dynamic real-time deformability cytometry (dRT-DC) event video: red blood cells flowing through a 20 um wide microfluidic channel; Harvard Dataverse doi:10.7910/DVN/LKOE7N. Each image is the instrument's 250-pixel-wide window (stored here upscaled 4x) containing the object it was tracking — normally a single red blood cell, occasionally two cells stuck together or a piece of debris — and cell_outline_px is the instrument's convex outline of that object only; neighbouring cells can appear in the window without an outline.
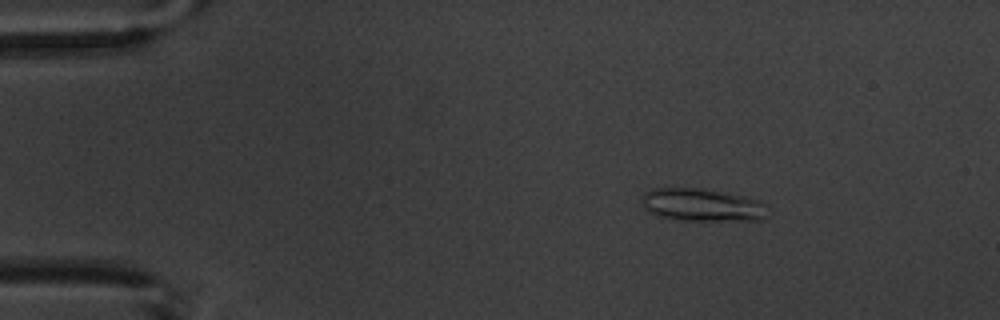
{"species": "common noctule bat (a hibernating species)", "species_latin": "Nyctalus noctula", "temperature_condition": "warm", "stored_images_in_passage": 6, "camera_frame_rate_fps": 3000, "um_per_image_px": 0.085, "animal": {"sex": "male", "body_mass_g": 20.1, "forearm_length_mm": 53.5}, "frame": {"image": 1, "passage_image": 3, "time_ms": 2.667, "image_size_px": [1000, 320], "cell_outline_px": [[764, 216], [760, 220], [680, 220], [656, 216], [644, 208], [640, 196], [644, 192], [652, 188], [700, 188], [744, 196], [760, 200]], "centroid_in_image_um": [59.55, 17.41], "position_along_channel_um": 25.4, "area_um2": 23.76}}
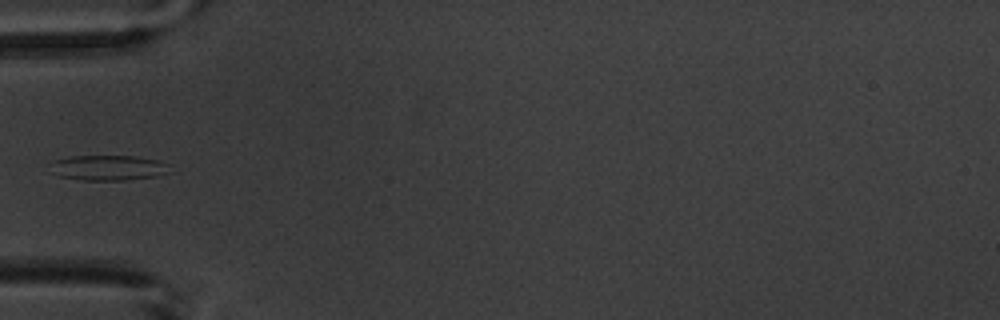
{"frame": {"image": 2, "passage_image": 5, "time_ms": 6.0, "image_size_px": [1000, 320], "cell_outline_px": [[172, 172], [156, 176], [128, 180], [84, 180], [60, 176], [52, 172], [52, 160], [72, 156], [136, 156], [156, 160], [172, 164]], "centroid_in_image_um": [9.29, 14.26], "position_along_channel_um": 75.7, "area_um2": 17.74}}
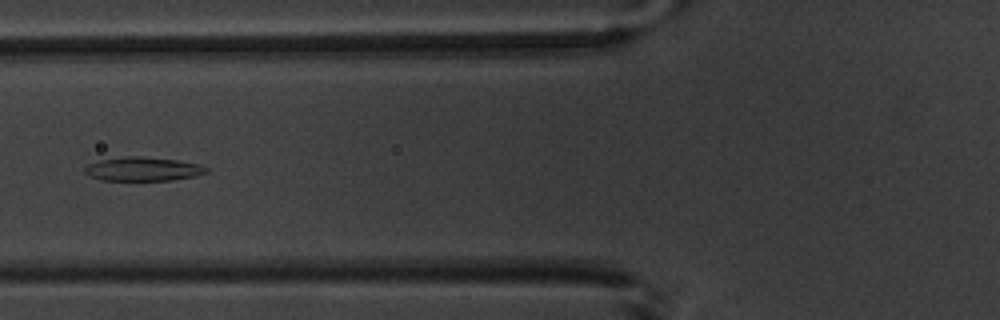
{"frame": {"image": 3, "passage_image": 6, "time_ms": 7.0, "image_size_px": [1000, 320], "cell_outline_px": [[208, 172], [196, 176], [172, 180], [100, 180], [88, 176], [84, 172], [84, 168], [88, 164], [100, 160], [128, 156], [140, 156], [176, 160], [200, 164], [208, 168]], "centroid_in_image_um": [12.15, 14.37], "position_along_channel_um": 113.7, "area_um2": 16.94}}